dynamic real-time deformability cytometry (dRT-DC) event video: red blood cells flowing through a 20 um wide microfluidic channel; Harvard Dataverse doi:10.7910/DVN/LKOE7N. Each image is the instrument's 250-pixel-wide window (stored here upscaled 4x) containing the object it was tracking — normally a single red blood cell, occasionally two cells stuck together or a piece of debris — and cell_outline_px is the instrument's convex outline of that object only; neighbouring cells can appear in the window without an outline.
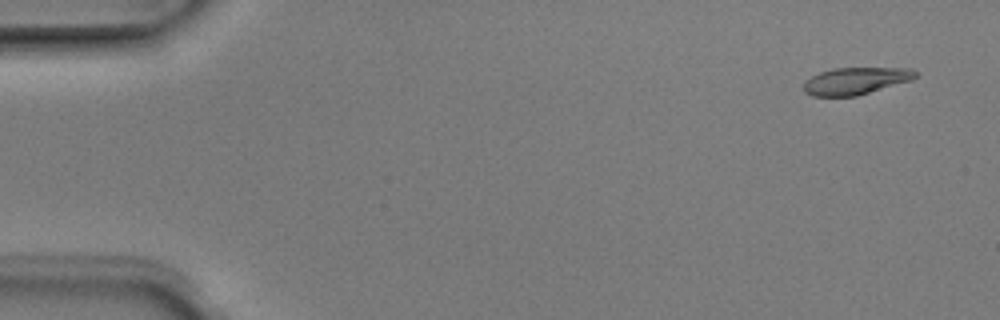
{"species": "Egyptian fruit bat (a non-hibernating species)", "species_latin": "Rousettus aegyptiacus", "temperature_condition": "room temperature", "stored_images_in_passage": 5, "camera_frame_rate_fps": 3000, "um_per_image_px": 0.085, "animal": {"sex": "male"}, "frame": {"image": 1, "passage_image": 1, "time_ms": 0.0, "image_size_px": [1000, 320], "cell_outline_px": [[916, 76], [912, 80], [856, 96], [812, 96], [804, 92], [804, 80], [820, 72], [832, 68], [912, 68], [916, 72]], "centroid_in_image_um": [72.71, 6.87], "position_along_channel_um": 12.3, "area_um2": 17.63}}
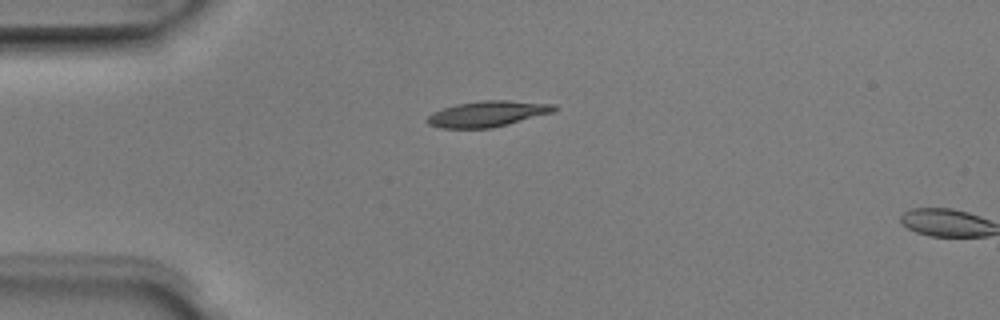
{"frame": {"image": 2, "passage_image": 4, "time_ms": 1.0, "image_size_px": [1000, 320], "cell_outline_px": [[556, 108], [552, 112], [508, 124], [492, 128], [440, 128], [428, 124], [424, 120], [432, 112], [456, 104], [480, 100], [508, 100], [556, 104]], "centroid_in_image_um": [41.39, 9.67], "position_along_channel_um": 43.6, "area_um2": 19.07}}